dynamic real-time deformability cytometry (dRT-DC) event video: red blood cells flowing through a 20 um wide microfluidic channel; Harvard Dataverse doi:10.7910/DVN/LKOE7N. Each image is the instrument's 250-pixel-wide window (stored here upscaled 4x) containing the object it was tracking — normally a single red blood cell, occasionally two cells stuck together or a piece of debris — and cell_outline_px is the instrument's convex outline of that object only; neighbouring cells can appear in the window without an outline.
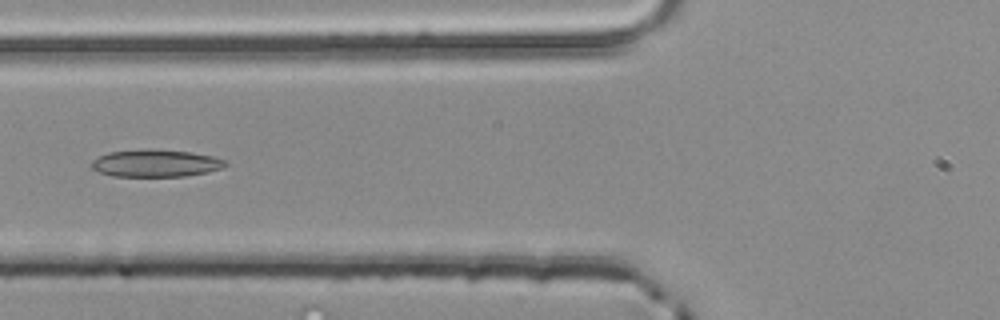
{"species": "common noctule bat (a hibernating species)", "species_latin": "Nyctalus noctula", "temperature_condition": "room temperature", "stored_images_in_passage": 2, "camera_frame_rate_fps": 3000, "um_per_image_px": 0.085, "animal": {"sex": "male", "body_mass_g": 20.4}, "frame": {"image": 1, "passage_image": 2, "time_ms": 0.333, "image_size_px": [1000, 320], "cell_outline_px": [[224, 168], [208, 172], [184, 176], [112, 176], [100, 172], [92, 168], [92, 160], [108, 152], [148, 148], [192, 152], [212, 156], [224, 160]], "centroid_in_image_um": [13.22, 13.86], "position_along_channel_um": 112.6, "area_um2": 21.27}}